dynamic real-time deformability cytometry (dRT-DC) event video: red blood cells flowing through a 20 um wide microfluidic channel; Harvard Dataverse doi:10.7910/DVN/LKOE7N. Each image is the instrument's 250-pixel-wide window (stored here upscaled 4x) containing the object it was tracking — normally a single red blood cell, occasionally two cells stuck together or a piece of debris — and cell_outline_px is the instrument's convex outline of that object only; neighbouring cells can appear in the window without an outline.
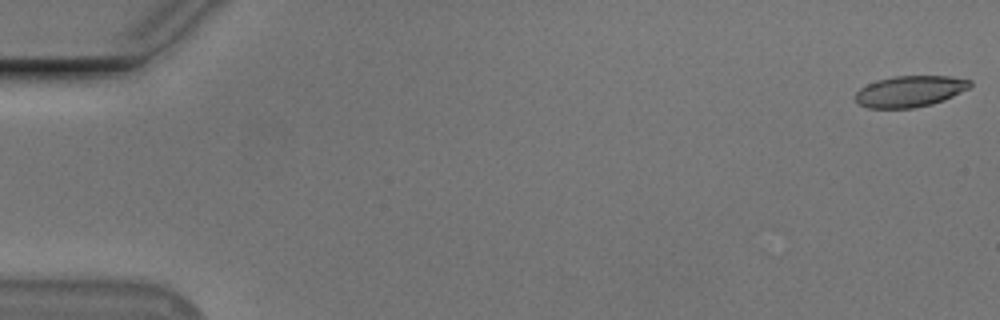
{"species": "Egyptian fruit bat (a non-hibernating species)", "species_latin": "Rousettus aegyptiacus", "temperature_condition": "cold", "stored_images_in_passage": 4, "camera_frame_rate_fps": 3000, "um_per_image_px": 0.085, "animal": {"sex": "male"}, "frame": {"image": 1, "passage_image": 1, "time_ms": 0.0, "image_size_px": [1000, 320], "cell_outline_px": [[972, 84], [968, 88], [944, 100], [932, 104], [912, 108], [868, 108], [860, 104], [856, 100], [856, 92], [860, 88], [876, 80], [892, 76], [948, 76], [972, 80]], "centroid_in_image_um": [77.34, 7.75], "position_along_channel_um": 7.7, "area_um2": 20.75}}